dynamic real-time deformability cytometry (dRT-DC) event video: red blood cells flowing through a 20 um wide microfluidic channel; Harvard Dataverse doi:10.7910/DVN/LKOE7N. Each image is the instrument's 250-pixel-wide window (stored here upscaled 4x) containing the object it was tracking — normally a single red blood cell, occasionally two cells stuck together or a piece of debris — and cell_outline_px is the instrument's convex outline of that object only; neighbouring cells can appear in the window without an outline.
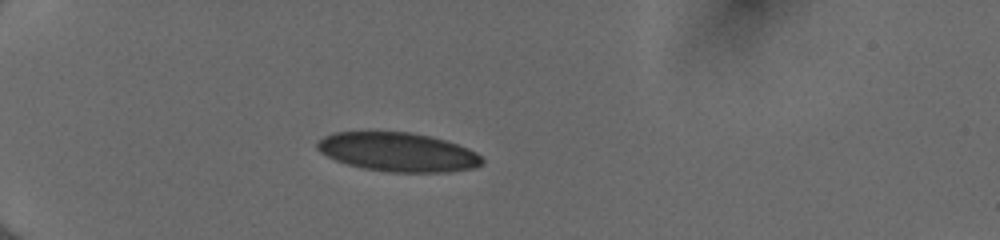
{"species": "human", "species_latin": "Homo sapiens", "temperature_condition": "cold", "stored_images_in_passage": 37, "camera_frame_rate_fps": 3000, "um_per_image_px": 0.085, "donor": {"sex": "female"}, "frame": {"image": 1, "passage_image": 1, "time_ms": 0.0, "image_size_px": [1000, 240], "cell_outline_px": [[484, 164], [472, 168], [448, 172], [388, 172], [364, 168], [348, 164], [336, 160], [320, 152], [316, 148], [316, 144], [324, 136], [332, 132], [412, 132], [432, 136], [468, 148], [476, 152], [484, 160]], "centroid_in_image_um": [33.84, 12.92], "position_along_channel_um": 51.2, "area_um2": 37.4}}
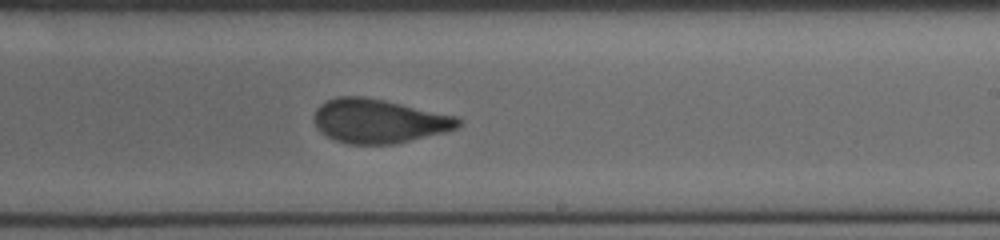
{"frame": {"image": 2, "passage_image": 19, "time_ms": 6.0, "image_size_px": [1000, 240], "cell_outline_px": [[464, 120], [456, 128], [448, 132], [396, 144], [348, 144], [336, 140], [320, 132], [316, 128], [312, 120], [316, 108], [320, 104], [336, 96], [364, 96], [384, 100], [456, 116]], "centroid_in_image_um": [32.19, 10.29], "position_along_channel_um": 256.8, "area_um2": 37.34}}
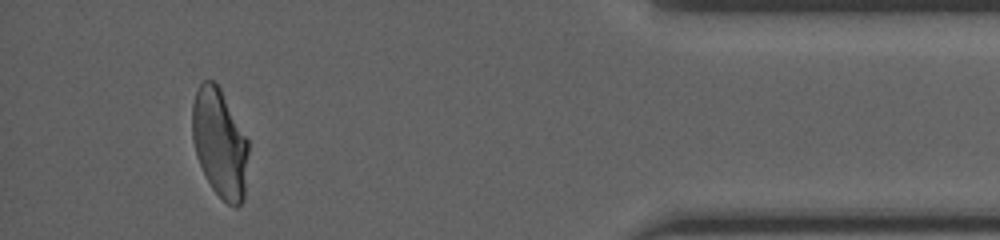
{"frame": {"image": 3, "passage_image": 34, "time_ms": 11.0, "image_size_px": [1000, 240], "cell_outline_px": [[248, 152], [244, 200], [236, 208], [228, 204], [212, 188], [200, 164], [196, 152], [192, 136], [192, 104], [196, 92], [200, 84], [204, 80], [212, 80], [220, 88], [248, 140]], "centroid_in_image_um": [18.68, 12.17], "position_along_channel_um": 416.5, "area_um2": 35.14}, "authors_computed_cell_mechanics": {"area_um2": 37.9746, "velocity_mm_per_s": 4.0233, "shape_relaxation_time_tau1_ms": 8.5886, "shape_relaxation_time_tau2_ms": 0.7468, "deformation_change_tau1": 0.2079, "deformation_change_tau2": 0.0579}}